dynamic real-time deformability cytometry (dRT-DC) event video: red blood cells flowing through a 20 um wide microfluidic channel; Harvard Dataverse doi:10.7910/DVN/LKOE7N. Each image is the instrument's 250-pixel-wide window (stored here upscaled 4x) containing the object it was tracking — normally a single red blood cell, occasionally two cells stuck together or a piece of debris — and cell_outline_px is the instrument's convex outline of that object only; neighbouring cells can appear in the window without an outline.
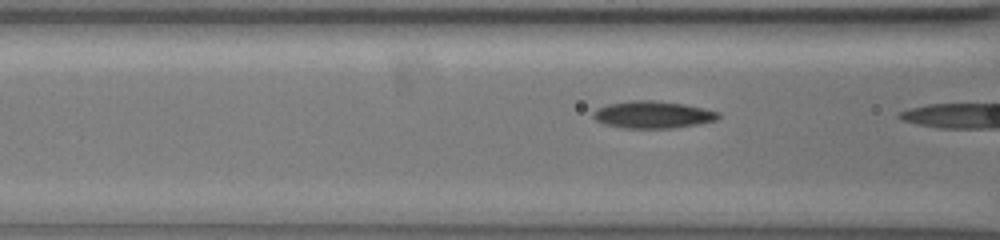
{"species": "common noctule bat (a hibernating species)", "species_latin": "Nyctalus noctula", "temperature_condition": "warm", "stored_images_in_passage": 6, "camera_frame_rate_fps": 3000, "um_per_image_px": 0.085, "animal": {"sex": "female", "body_mass_g": 19.5, "forearm_length_mm": 54.1}, "frame": {"image": 1, "passage_image": 4, "time_ms": 1.0, "image_size_px": [1000, 240], "cell_outline_px": [[720, 116], [716, 120], [676, 128], [624, 128], [604, 124], [596, 120], [592, 116], [592, 112], [596, 108], [608, 104], [628, 100], [656, 100], [684, 104], [704, 108], [720, 112]], "centroid_in_image_um": [55.46, 9.74], "position_along_channel_um": 111.1, "area_um2": 20.0}}